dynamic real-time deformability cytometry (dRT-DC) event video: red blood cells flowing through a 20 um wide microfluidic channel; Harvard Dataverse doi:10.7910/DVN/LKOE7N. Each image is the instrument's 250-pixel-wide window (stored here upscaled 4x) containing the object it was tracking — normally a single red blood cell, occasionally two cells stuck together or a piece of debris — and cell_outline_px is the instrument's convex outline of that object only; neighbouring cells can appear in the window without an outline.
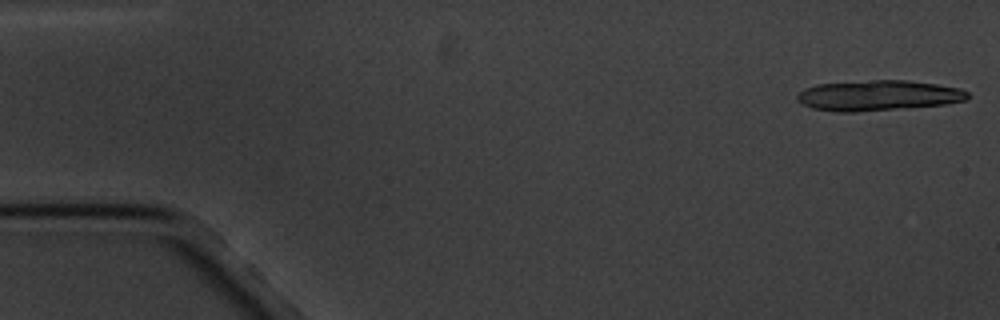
{"species": "common noctule bat (a hibernating species)", "species_latin": "Nyctalus noctula", "temperature_condition": "cold", "stored_images_in_passage": 11, "segment_of_instrument_passage": [1, 2], "camera_frame_rate_fps": 3000, "um_per_image_px": 0.085, "animal": {"sex": "male", "body_mass_g": 20.1, "forearm_length_mm": 53.5}, "frame": {"image": 1, "passage_image": 1, "time_ms": 0.0, "image_size_px": [1000, 320], "cell_outline_px": [[968, 96], [964, 100], [944, 104], [856, 112], [840, 112], [812, 108], [796, 100], [796, 96], [804, 88], [816, 84], [876, 80], [908, 80], [936, 84], [960, 88], [968, 92]], "centroid_in_image_um": [74.62, 8.11], "position_along_channel_um": 10.4, "area_um2": 29.94}}